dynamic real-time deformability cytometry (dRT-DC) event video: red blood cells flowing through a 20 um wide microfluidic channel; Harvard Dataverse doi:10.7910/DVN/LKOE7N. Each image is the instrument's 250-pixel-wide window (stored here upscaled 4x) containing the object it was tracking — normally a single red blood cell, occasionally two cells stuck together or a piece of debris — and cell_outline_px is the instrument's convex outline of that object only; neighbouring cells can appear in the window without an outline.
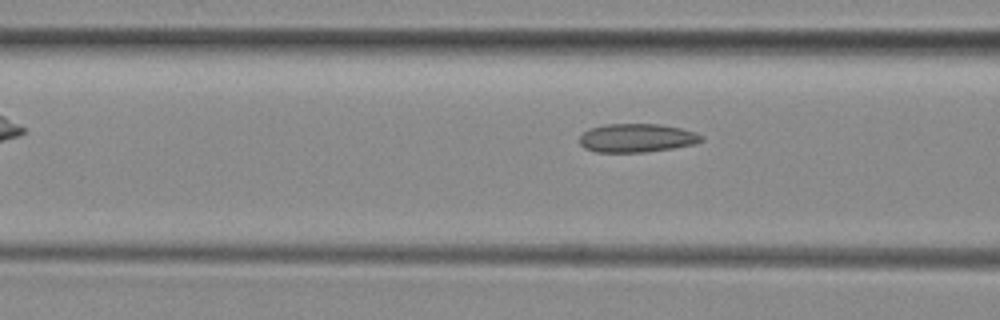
{"species": "common noctule bat (a hibernating species)", "species_latin": "Nyctalus noctula", "temperature_condition": "room temperature", "stored_images_in_passage": 7, "segment_of_instrument_passage": [2, 2], "camera_frame_rate_fps": 3000, "um_per_image_px": 0.085, "animal": {"sex": "female", "body_mass_g": 29.2, "forearm_length_mm": 56.3}, "frame": {"image": 1, "passage_image": 7, "time_ms": 7.0, "image_size_px": [1000, 320], "cell_outline_px": [[704, 140], [692, 144], [672, 148], [644, 152], [596, 152], [584, 148], [580, 144], [580, 136], [584, 132], [592, 128], [604, 124], [660, 124], [680, 128], [696, 132], [704, 136]], "centroid_in_image_um": [54.13, 11.72], "position_along_channel_um": 112.5, "area_um2": 20.23}}